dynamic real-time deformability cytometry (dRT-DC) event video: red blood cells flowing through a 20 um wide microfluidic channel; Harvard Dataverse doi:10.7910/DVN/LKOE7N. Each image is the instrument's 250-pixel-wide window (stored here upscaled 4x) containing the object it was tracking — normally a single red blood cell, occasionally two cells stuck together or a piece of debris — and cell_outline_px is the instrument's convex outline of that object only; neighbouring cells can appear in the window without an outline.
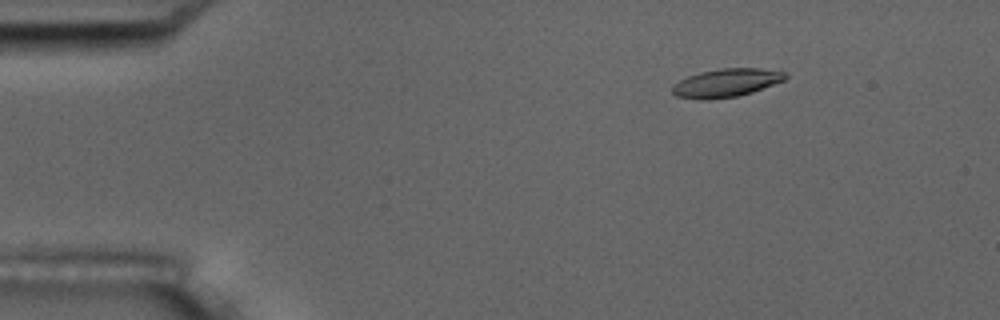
{"species": "common noctule bat (a hibernating species)", "species_latin": "Nyctalus noctula", "temperature_condition": "room temperature", "stored_images_in_passage": 10, "camera_frame_rate_fps": 3000, "um_per_image_px": 0.085, "animal": {"sex": "male", "body_mass_g": 17.5, "forearm_length_mm": 52.3}, "frame": {"image": 1, "passage_image": 2, "time_ms": 1.333, "image_size_px": [1000, 320], "cell_outline_px": [[788, 76], [784, 80], [752, 92], [736, 96], [708, 100], [700, 100], [676, 96], [672, 92], [672, 84], [688, 76], [700, 72], [720, 68], [760, 68], [784, 72]], "centroid_in_image_um": [61.69, 7.04], "position_along_channel_um": 23.3, "area_um2": 18.61}}
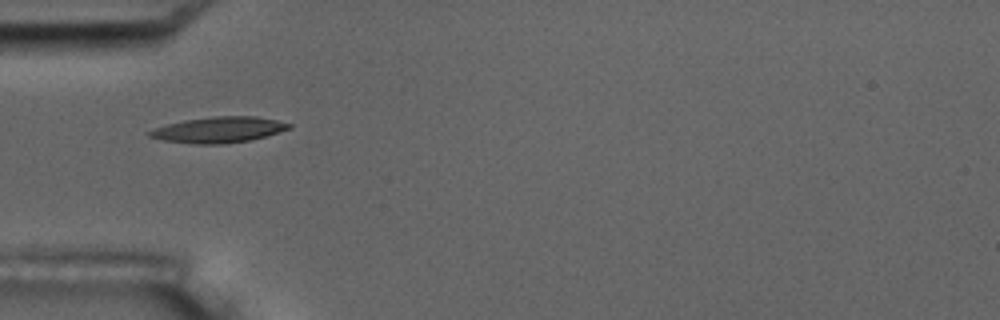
{"frame": {"image": 2, "passage_image": 5, "time_ms": 4.667, "image_size_px": [1000, 320], "cell_outline_px": [[292, 128], [252, 140], [224, 144], [196, 144], [164, 140], [148, 136], [144, 132], [168, 124], [184, 120], [212, 116], [256, 116], [276, 120], [292, 124]], "centroid_in_image_um": [18.6, 11.03], "position_along_channel_um": 66.4, "area_um2": 21.04}}
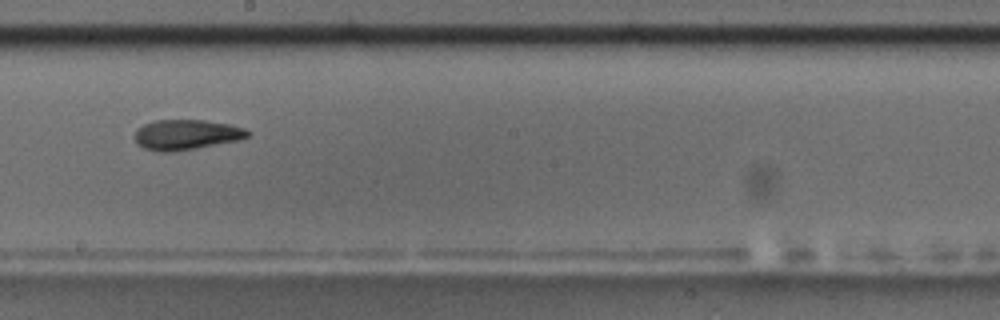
{"frame": {"image": 3, "passage_image": 9, "time_ms": 9.333, "image_size_px": [1000, 320], "cell_outline_px": [[252, 132], [248, 136], [236, 140], [196, 148], [172, 152], [156, 152], [144, 148], [136, 144], [132, 136], [144, 124], [152, 120], [204, 120], [228, 124], [244, 128]], "centroid_in_image_um": [15.78, 11.45], "position_along_channel_um": 232.4, "area_um2": 19.88}}